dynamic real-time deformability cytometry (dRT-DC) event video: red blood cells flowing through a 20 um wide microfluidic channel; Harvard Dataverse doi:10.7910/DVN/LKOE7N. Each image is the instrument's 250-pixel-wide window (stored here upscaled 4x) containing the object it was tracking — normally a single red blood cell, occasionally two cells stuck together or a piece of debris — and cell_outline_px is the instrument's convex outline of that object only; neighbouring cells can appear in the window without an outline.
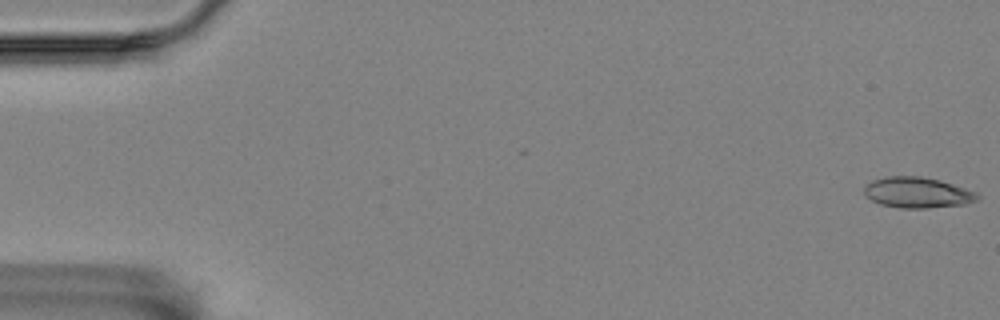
{"species": "Egyptian fruit bat (a non-hibernating species)", "species_latin": "Rousettus aegyptiacus", "temperature_condition": "room temperature", "stored_images_in_passage": 13, "camera_frame_rate_fps": 3000, "um_per_image_px": 0.085, "animal": {"sex": "female"}, "frame": {"image": 1, "passage_image": 1, "time_ms": 0.0, "image_size_px": [1000, 320], "cell_outline_px": [[980, 200], [964, 204], [928, 208], [900, 208], [880, 204], [864, 196], [864, 188], [872, 180], [884, 176], [920, 176], [940, 180], [976, 192], [980, 196]], "centroid_in_image_um": [77.97, 16.37], "position_along_channel_um": 7.0, "area_um2": 20.35}}